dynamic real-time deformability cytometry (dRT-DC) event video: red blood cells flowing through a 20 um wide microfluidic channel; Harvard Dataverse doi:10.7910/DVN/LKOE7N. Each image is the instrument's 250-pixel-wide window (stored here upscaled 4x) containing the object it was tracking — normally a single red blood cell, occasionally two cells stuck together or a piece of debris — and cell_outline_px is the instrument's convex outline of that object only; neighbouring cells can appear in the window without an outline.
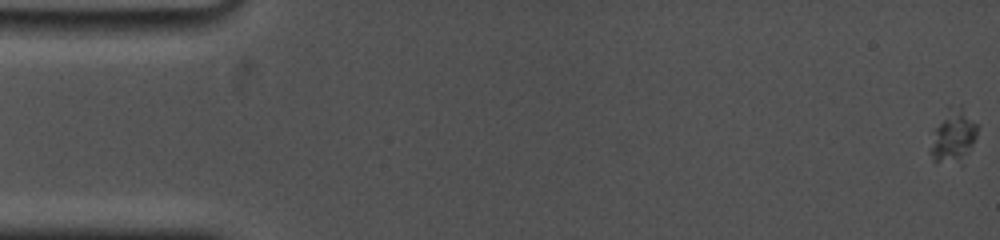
{"species": "common noctule bat (a hibernating species)", "species_latin": "Nyctalus noctula", "temperature_condition": "cold", "stored_images_in_passage": 44, "camera_frame_rate_fps": 5000, "um_per_image_px": 0.085, "animal": {"sex": "female", "body_mass_g": 19.0, "forearm_length_mm": 53.3}, "frame": {"image": 1, "passage_image": 1, "time_ms": 0.0, "image_size_px": [1000, 240], "cell_outline_px": [[976, 136], [964, 164], [932, 160], [932, 148], [936, 128], [948, 104], [960, 108], [976, 124]], "centroid_in_image_um": [81.06, 11.6], "position_along_channel_um": 3.9, "area_um2": 13.81}}
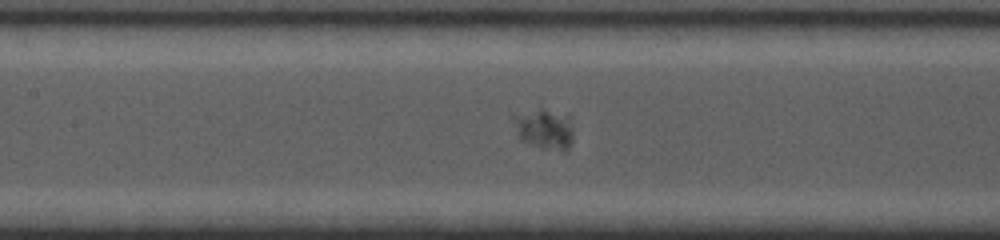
{"frame": {"image": 2, "passage_image": 26, "time_ms": 8.4, "image_size_px": [1000, 240], "cell_outline_px": [[572, 140], [568, 148], [564, 152], [540, 148], [520, 140], [520, 116], [540, 104], [572, 116]], "centroid_in_image_um": [46.46, 10.93], "position_along_channel_um": 160.9, "area_um2": 13.99}}
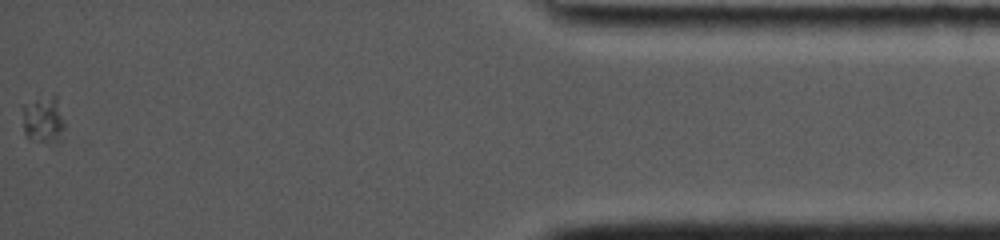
{"frame": {"image": 3, "passage_image": 44, "time_ms": 17.6, "image_size_px": [1000, 240], "cell_outline_px": [[64, 128], [60, 144], [52, 148], [28, 140], [24, 132], [24, 104], [36, 100], [52, 96], [56, 96], [64, 120]], "centroid_in_image_um": [3.74, 10.35], "position_along_channel_um": 431.5, "area_um2": 12.08}}